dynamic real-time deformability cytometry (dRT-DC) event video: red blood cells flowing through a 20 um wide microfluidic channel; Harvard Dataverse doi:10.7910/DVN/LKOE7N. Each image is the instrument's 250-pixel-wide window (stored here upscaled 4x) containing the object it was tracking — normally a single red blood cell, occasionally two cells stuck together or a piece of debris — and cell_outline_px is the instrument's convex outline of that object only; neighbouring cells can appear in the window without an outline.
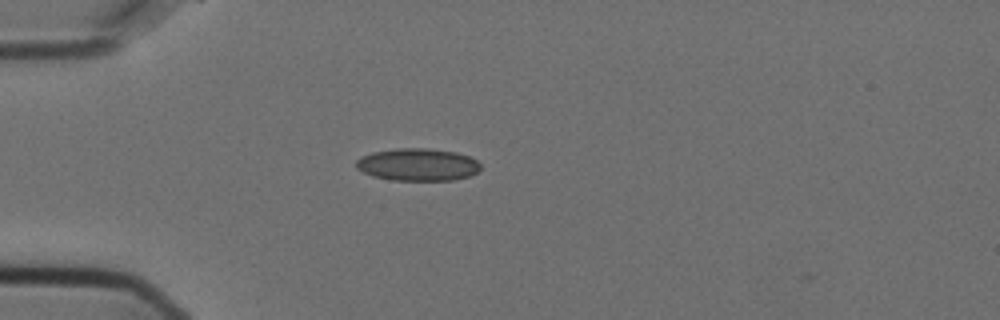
{"species": "Egyptian fruit bat (a non-hibernating species)", "species_latin": "Rousettus aegyptiacus", "temperature_condition": "cold", "stored_images_in_passage": 46, "camera_frame_rate_fps": 3000, "um_per_image_px": 0.085, "animal": {"sex": "female"}, "frame": {"image": 1, "passage_image": 6, "time_ms": 1.667, "image_size_px": [1000, 320], "cell_outline_px": [[480, 168], [476, 172], [468, 176], [452, 180], [392, 180], [372, 176], [356, 168], [356, 160], [360, 156], [372, 152], [396, 148], [428, 148], [456, 152], [468, 156], [476, 160], [480, 164]], "centroid_in_image_um": [35.47, 13.98], "position_along_channel_um": 49.5, "area_um2": 23.52}}
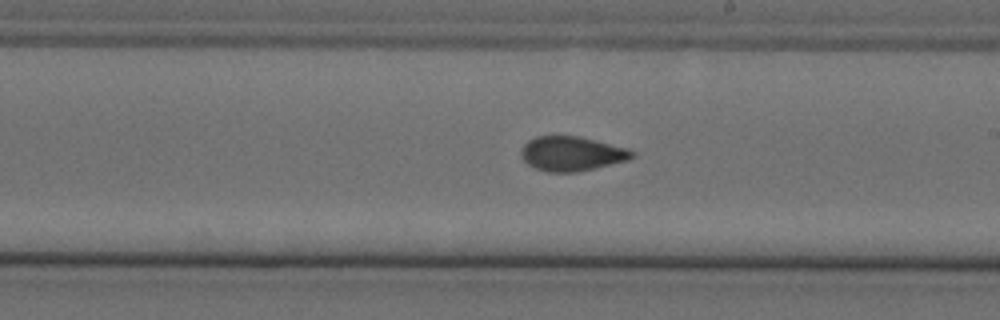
{"frame": {"image": 2, "passage_image": 23, "time_ms": 7.333, "image_size_px": [1000, 320], "cell_outline_px": [[636, 156], [628, 160], [576, 172], [548, 172], [536, 168], [528, 164], [520, 156], [520, 148], [528, 140], [536, 136], [580, 136], [628, 148], [636, 152]], "centroid_in_image_um": [48.6, 13.05], "position_along_channel_um": 240.4, "area_um2": 22.43}}
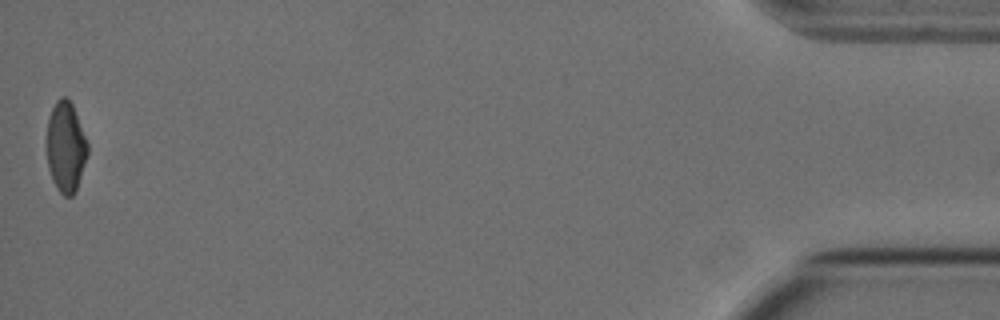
{"frame": {"image": 3, "passage_image": 46, "time_ms": 15.0, "image_size_px": [1000, 320], "cell_outline_px": [[88, 156], [76, 192], [72, 196], [64, 196], [60, 192], [52, 180], [48, 168], [48, 120], [52, 108], [56, 100], [60, 96], [68, 96], [72, 104], [88, 144]], "centroid_in_image_um": [5.61, 12.5], "position_along_channel_um": 429.6, "area_um2": 21.5}, "authors_computed_cell_mechanics": {"area_um2": 22.3108, "velocity_mm_per_s": 3.6336, "shape_relaxation_time_tau1_ms": 10.1559, "shape_relaxation_time_tau2_ms": 1.566, "deformation_change_tau1": 0.193, "deformation_change_tau2": 0.0461}}